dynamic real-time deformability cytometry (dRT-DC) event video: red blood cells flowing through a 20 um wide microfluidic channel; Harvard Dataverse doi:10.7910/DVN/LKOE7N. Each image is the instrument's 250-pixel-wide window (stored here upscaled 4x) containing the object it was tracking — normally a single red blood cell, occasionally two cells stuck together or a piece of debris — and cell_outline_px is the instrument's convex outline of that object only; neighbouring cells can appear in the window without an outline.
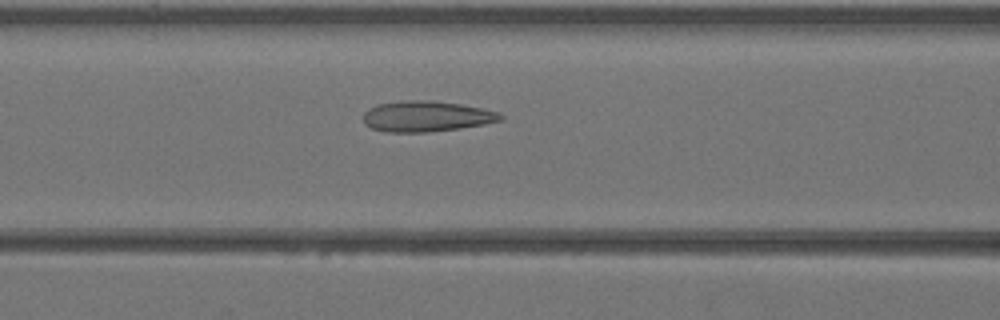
{"species": "Egyptian fruit bat (a non-hibernating species)", "species_latin": "Rousettus aegyptiacus", "temperature_condition": "warm", "stored_images_in_passage": 43, "camera_frame_rate_fps": 3000, "um_per_image_px": 0.085, "animal": {"sex": "female"}, "frame": {"image": 1, "passage_image": 18, "time_ms": 5.667, "image_size_px": [1000, 320], "cell_outline_px": [[504, 120], [484, 124], [460, 128], [428, 132], [384, 132], [372, 128], [364, 124], [364, 112], [368, 108], [376, 104], [404, 100], [432, 100], [460, 104], [480, 108], [496, 112], [504, 116]], "centroid_in_image_um": [36.21, 9.89], "position_along_channel_um": 130.4, "area_um2": 24.62}}
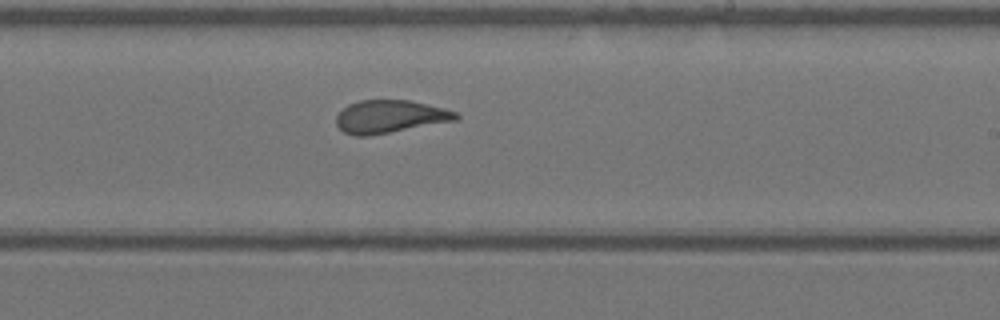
{"frame": {"image": 2, "passage_image": 26, "time_ms": 8.333, "image_size_px": [1000, 320], "cell_outline_px": [[460, 116], [456, 120], [368, 136], [352, 136], [344, 132], [336, 124], [336, 116], [348, 104], [360, 100], [408, 100], [444, 108], [456, 112]], "centroid_in_image_um": [33.11, 9.91], "position_along_channel_um": 255.9, "area_um2": 22.72}}
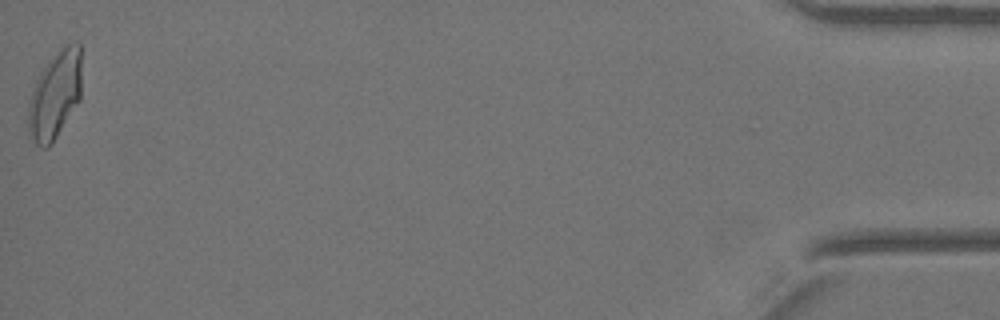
{"frame": {"image": 3, "passage_image": 43, "time_ms": 14.0, "image_size_px": [1000, 320], "cell_outline_px": [[80, 100], [52, 144], [48, 148], [44, 148], [36, 144], [28, 136], [28, 104], [36, 80], [40, 72], [56, 52], [64, 44], [80, 44]], "centroid_in_image_um": [4.65, 8.13], "position_along_channel_um": 430.5, "area_um2": 27.17}}